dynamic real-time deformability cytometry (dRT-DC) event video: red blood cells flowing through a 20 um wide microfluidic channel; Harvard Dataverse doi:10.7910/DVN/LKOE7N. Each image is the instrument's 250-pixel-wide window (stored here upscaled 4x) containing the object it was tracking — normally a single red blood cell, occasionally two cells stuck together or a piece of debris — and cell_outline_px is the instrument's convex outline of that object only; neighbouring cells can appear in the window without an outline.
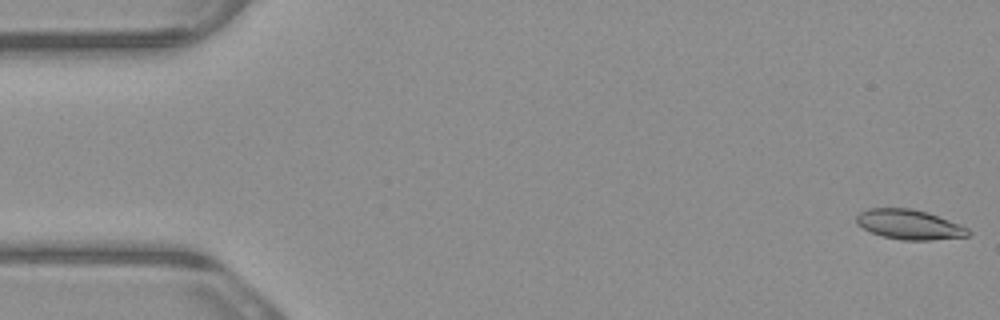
{"species": "common noctule bat (a hibernating species)", "species_latin": "Nyctalus noctula", "temperature_condition": "warm", "stored_images_in_passage": 5, "camera_frame_rate_fps": 3000, "um_per_image_px": 0.085, "animal": {"sex": "male", "body_mass_g": 23.1, "forearm_length_mm": 52.7}, "frame": {"image": 1, "passage_image": 1, "time_ms": 0.0, "image_size_px": [1000, 320], "cell_outline_px": [[972, 232], [968, 236], [932, 240], [900, 240], [884, 236], [872, 232], [856, 224], [856, 216], [860, 212], [868, 208], [912, 208], [928, 212], [960, 224], [968, 228]], "centroid_in_image_um": [77.31, 19.08], "position_along_channel_um": 7.7, "area_um2": 19.48}}
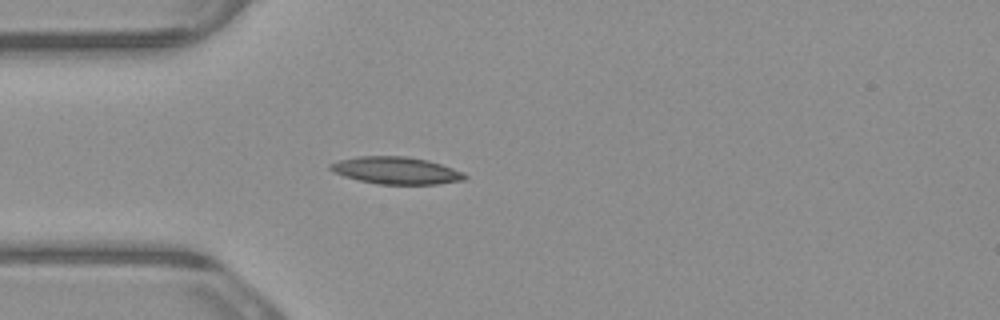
{"frame": {"image": 2, "passage_image": 5, "time_ms": 1.333, "image_size_px": [1000, 320], "cell_outline_px": [[468, 176], [464, 180], [436, 184], [380, 184], [360, 180], [344, 176], [328, 168], [328, 164], [340, 160], [360, 156], [404, 156], [428, 160], [464, 172]], "centroid_in_image_um": [33.69, 14.49], "position_along_channel_um": 51.3, "area_um2": 21.1}}